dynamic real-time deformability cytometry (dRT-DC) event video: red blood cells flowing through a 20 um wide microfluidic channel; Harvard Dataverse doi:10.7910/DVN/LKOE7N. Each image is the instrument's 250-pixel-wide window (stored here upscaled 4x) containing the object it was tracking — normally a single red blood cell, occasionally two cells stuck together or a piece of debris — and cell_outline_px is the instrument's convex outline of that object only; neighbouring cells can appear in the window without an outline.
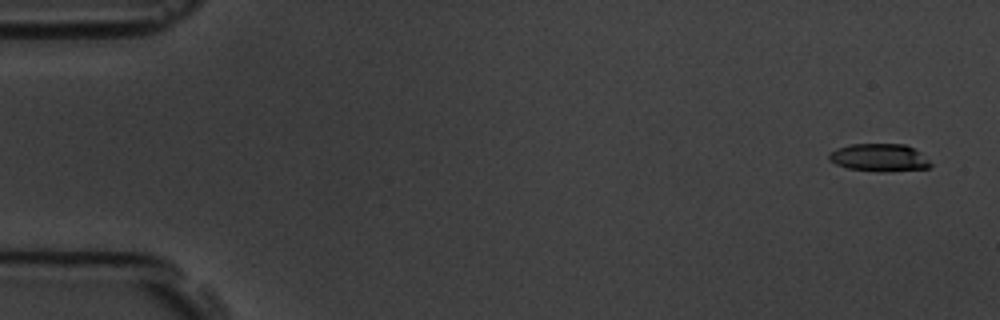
{"species": "common noctule bat (a hibernating species)", "species_latin": "Nyctalus noctula", "temperature_condition": "room temperature", "stored_images_in_passage": 5, "camera_frame_rate_fps": 3000, "um_per_image_px": 0.085, "animal": {"sex": "male", "body_mass_g": 19.5, "forearm_length_mm": 54.6}, "frame": {"image": 1, "passage_image": 1, "time_ms": 0.0, "image_size_px": [1000, 320], "cell_outline_px": [[932, 164], [928, 168], [884, 172], [848, 168], [836, 164], [828, 160], [828, 152], [836, 148], [852, 144], [904, 144], [920, 152]], "centroid_in_image_um": [74.7, 13.39], "position_along_channel_um": 10.3, "area_um2": 16.36}}
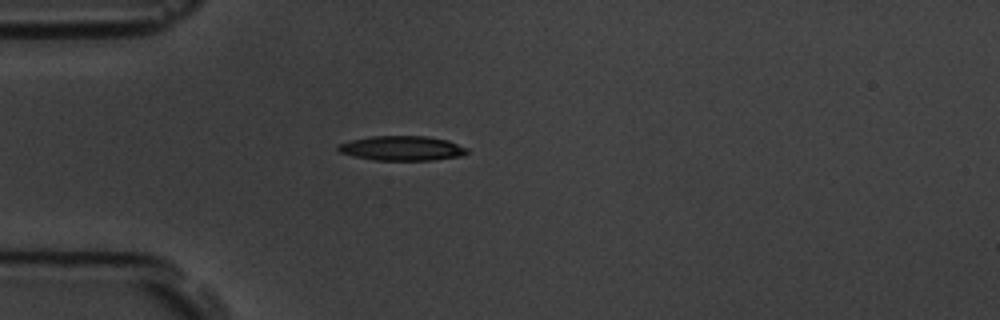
{"frame": {"image": 2, "passage_image": 5, "time_ms": 4.333, "image_size_px": [1000, 320], "cell_outline_px": [[468, 152], [464, 156], [432, 160], [372, 160], [352, 156], [340, 152], [336, 148], [336, 144], [352, 140], [372, 136], [428, 136], [448, 140], [468, 148]], "centroid_in_image_um": [34.17, 12.6], "position_along_channel_um": 50.8, "area_um2": 18.73}}